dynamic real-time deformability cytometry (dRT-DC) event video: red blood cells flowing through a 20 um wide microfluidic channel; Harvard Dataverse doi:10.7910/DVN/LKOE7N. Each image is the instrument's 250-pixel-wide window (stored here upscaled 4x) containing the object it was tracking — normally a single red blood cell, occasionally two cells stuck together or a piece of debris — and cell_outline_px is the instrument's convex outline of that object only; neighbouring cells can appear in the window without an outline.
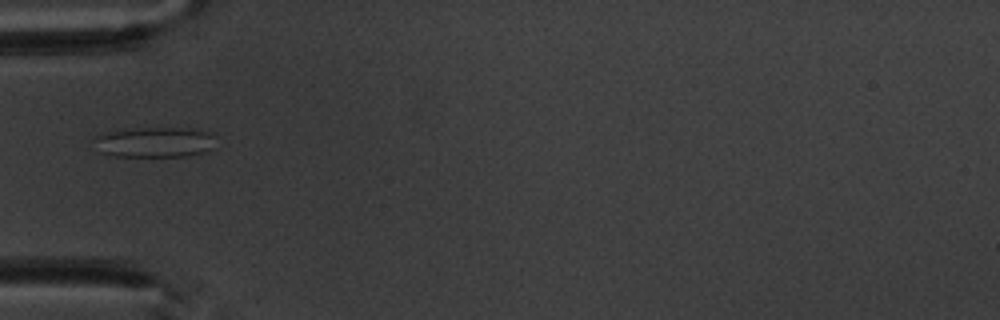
{"species": "common noctule bat (a hibernating species)", "species_latin": "Nyctalus noctula", "temperature_condition": "warm", "stored_images_in_passage": 6, "camera_frame_rate_fps": 3000, "um_per_image_px": 0.085, "animal": {"sex": "male", "body_mass_g": 20.1, "forearm_length_mm": 53.5}, "frame": {"image": 1, "passage_image": 6, "time_ms": 5.667, "image_size_px": [1000, 320], "cell_outline_px": [[212, 148], [204, 152], [188, 156], [112, 156], [100, 152], [96, 140], [96, 136], [116, 128], [180, 128], [208, 132], [212, 136]], "centroid_in_image_um": [13.08, 12.08], "position_along_channel_um": 71.9, "area_um2": 21.27}}